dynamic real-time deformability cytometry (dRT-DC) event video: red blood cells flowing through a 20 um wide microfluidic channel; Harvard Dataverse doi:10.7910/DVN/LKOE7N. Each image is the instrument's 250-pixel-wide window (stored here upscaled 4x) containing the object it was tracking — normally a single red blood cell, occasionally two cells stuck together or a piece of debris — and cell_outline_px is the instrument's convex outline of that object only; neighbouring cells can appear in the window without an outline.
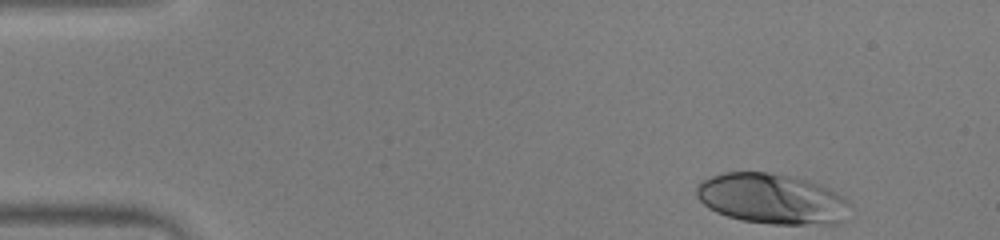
{"species": "human", "species_latin": "Homo sapiens", "temperature_condition": "warm", "stored_images_in_passage": 18, "camera_frame_rate_fps": 3000, "um_per_image_px": 0.085, "donor": {"sex": "male"}, "frame": {"image": 1, "passage_image": 1, "time_ms": 0.0, "image_size_px": [1000, 240], "cell_outline_px": [[856, 216], [840, 224], [772, 224], [740, 220], [716, 212], [708, 208], [696, 196], [696, 184], [700, 180], [724, 172], [768, 172], [796, 176], [808, 180], [828, 188], [844, 196], [848, 200]], "centroid_in_image_um": [65.71, 16.91], "position_along_channel_um": 19.3, "area_um2": 46.3}}
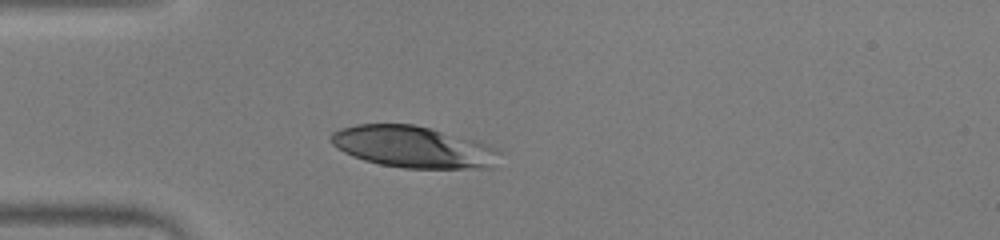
{"frame": {"image": 2, "passage_image": 10, "time_ms": 3.0, "image_size_px": [1000, 240], "cell_outline_px": [[500, 152], [496, 168], [404, 168], [380, 164], [364, 160], [352, 156], [344, 152], [332, 144], [328, 136], [332, 132], [340, 128], [356, 124], [412, 124], [428, 128], [488, 144], [496, 148]], "centroid_in_image_um": [35.11, 12.5], "position_along_channel_um": 49.9, "area_um2": 40.86}}
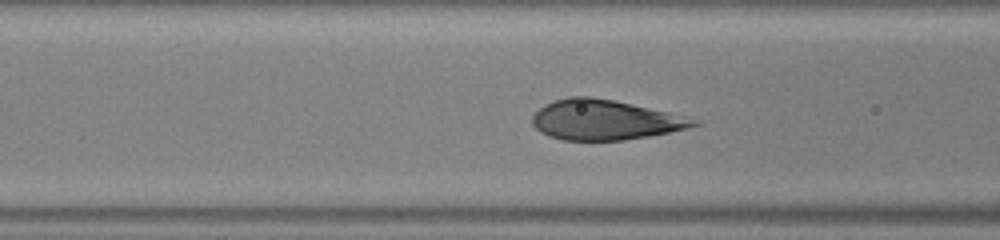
{"frame": {"image": 3, "passage_image": 16, "time_ms": 5.0, "image_size_px": [1000, 240], "cell_outline_px": [[704, 124], [688, 128], [648, 136], [624, 140], [564, 140], [548, 136], [540, 132], [532, 124], [532, 116], [544, 104], [552, 100], [568, 96], [588, 96], [612, 100], [668, 112], [696, 120]], "centroid_in_image_um": [51.36, 10.19], "position_along_channel_um": 115.2, "area_um2": 37.4}}